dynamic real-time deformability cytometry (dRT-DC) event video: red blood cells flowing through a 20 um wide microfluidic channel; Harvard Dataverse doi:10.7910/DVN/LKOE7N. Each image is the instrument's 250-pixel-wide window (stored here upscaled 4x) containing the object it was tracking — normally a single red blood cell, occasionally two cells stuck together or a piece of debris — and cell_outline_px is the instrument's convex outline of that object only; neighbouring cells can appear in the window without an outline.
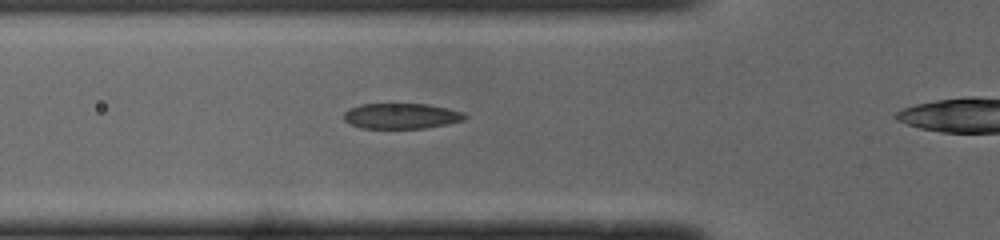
{"species": "common noctule bat (a hibernating species)", "species_latin": "Nyctalus noctula", "temperature_condition": "cold", "stored_images_in_passage": 26, "camera_frame_rate_fps": 3000, "um_per_image_px": 0.085, "animal": {"sex": "male", "body_mass_g": 19.0, "forearm_length_mm": 50.8}, "frame": {"image": 1, "passage_image": 2, "time_ms": 0.333, "image_size_px": [1000, 240], "cell_outline_px": [[468, 116], [464, 120], [448, 124], [424, 128], [360, 128], [344, 120], [344, 112], [348, 108], [360, 104], [428, 104], [464, 112]], "centroid_in_image_um": [34.12, 9.85], "position_along_channel_um": 91.7, "area_um2": 18.03}}
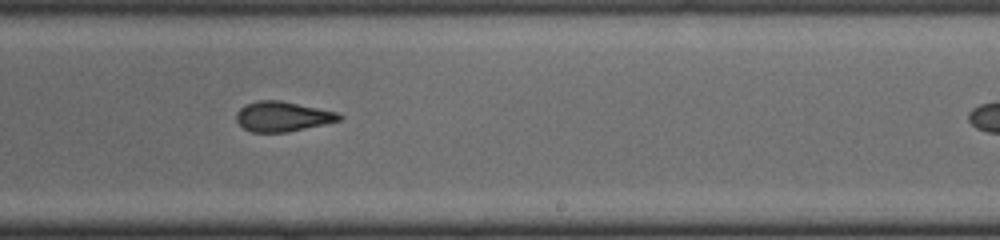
{"frame": {"image": 2, "passage_image": 15, "time_ms": 4.667, "image_size_px": [1000, 240], "cell_outline_px": [[344, 120], [288, 132], [252, 132], [244, 128], [236, 120], [236, 112], [244, 104], [256, 100], [280, 100], [336, 112], [344, 116]], "centroid_in_image_um": [24.02, 9.9], "position_along_channel_um": 265.0, "area_um2": 18.09}}
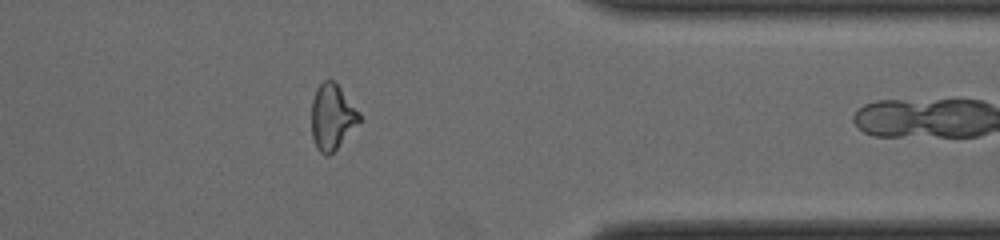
{"frame": {"image": 3, "passage_image": 25, "time_ms": 8.0, "image_size_px": [1000, 240], "cell_outline_px": [[360, 120], [336, 148], [328, 156], [324, 156], [316, 148], [312, 136], [312, 100], [316, 88], [324, 80], [332, 80], [340, 88], [360, 112]], "centroid_in_image_um": [28.2, 9.94], "position_along_channel_um": 383.2, "area_um2": 17.92}}